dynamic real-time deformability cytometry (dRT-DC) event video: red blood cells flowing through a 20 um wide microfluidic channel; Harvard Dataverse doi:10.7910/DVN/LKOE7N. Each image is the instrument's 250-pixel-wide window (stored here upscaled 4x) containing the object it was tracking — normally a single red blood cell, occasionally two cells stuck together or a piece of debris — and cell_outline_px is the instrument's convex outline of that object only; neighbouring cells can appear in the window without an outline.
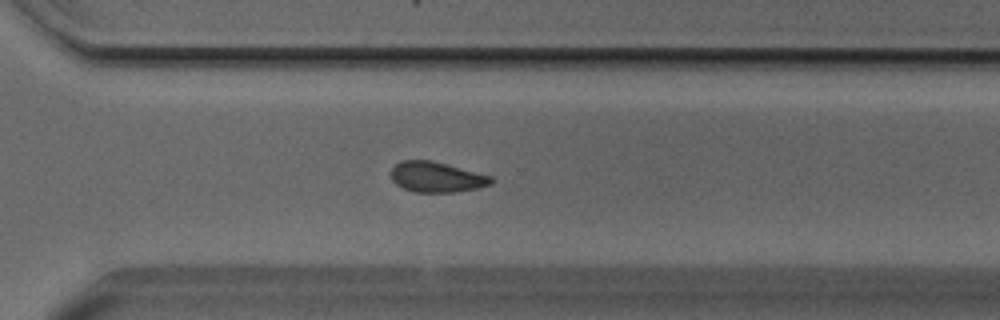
{"species": "Egyptian fruit bat (a non-hibernating species)", "species_latin": "Rousettus aegyptiacus", "temperature_condition": "cold", "stored_images_in_passage": 40, "camera_frame_rate_fps": 3000, "um_per_image_px": 0.085, "animal": {"sex": "male"}, "frame": {"image": 1, "passage_image": 23, "time_ms": 7.333, "image_size_px": [1000, 320], "cell_outline_px": [[496, 180], [492, 184], [476, 188], [452, 192], [416, 192], [404, 188], [396, 184], [392, 180], [392, 168], [400, 160], [432, 160], [492, 176]], "centroid_in_image_um": [37.13, 15.04], "position_along_channel_um": 333.5, "area_um2": 17.69}, "authors_computed_cell_mechanics": {"area_um2": 17.918, "velocity_mm_per_s": 3.7964, "shape_relaxation_time_tau1_ms": 3.8345, "shape_relaxation_time_tau2_ms": 3.8903, "deformation_change_tau1": 0.1043, "deformation_change_tau2": 0.0926}}